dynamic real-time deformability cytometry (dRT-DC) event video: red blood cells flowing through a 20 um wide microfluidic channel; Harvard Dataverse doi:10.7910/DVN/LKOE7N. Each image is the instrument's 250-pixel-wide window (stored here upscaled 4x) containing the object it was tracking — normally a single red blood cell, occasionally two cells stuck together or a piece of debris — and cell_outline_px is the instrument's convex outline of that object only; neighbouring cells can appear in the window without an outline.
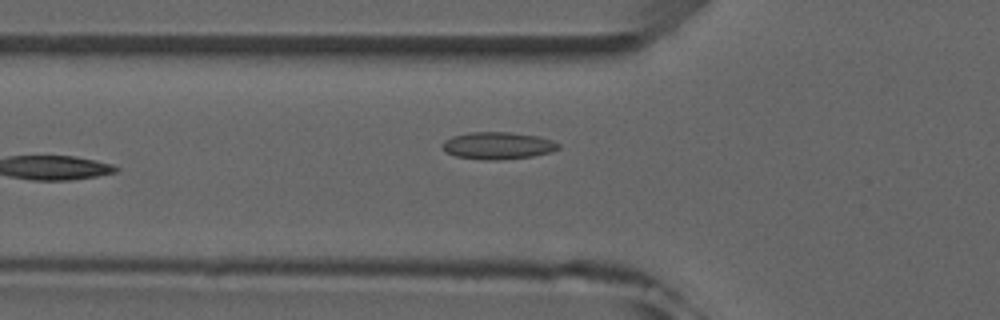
{"species": "common noctule bat (a hibernating species)", "species_latin": "Nyctalus noctula", "temperature_condition": "room temperature", "stored_images_in_passage": 4, "camera_frame_rate_fps": 3000, "um_per_image_px": 0.085, "animal": {"sex": "male", "forearm_length_mm": 52.5}, "frame": {"image": 1, "passage_image": 4, "time_ms": 3.667, "image_size_px": [1000, 320], "cell_outline_px": [[560, 148], [552, 152], [532, 156], [496, 160], [484, 160], [456, 156], [448, 152], [440, 144], [444, 140], [452, 136], [468, 132], [508, 132], [540, 136], [552, 140], [560, 144]], "centroid_in_image_um": [42.33, 12.37], "position_along_channel_um": 83.5, "area_um2": 18.44}}